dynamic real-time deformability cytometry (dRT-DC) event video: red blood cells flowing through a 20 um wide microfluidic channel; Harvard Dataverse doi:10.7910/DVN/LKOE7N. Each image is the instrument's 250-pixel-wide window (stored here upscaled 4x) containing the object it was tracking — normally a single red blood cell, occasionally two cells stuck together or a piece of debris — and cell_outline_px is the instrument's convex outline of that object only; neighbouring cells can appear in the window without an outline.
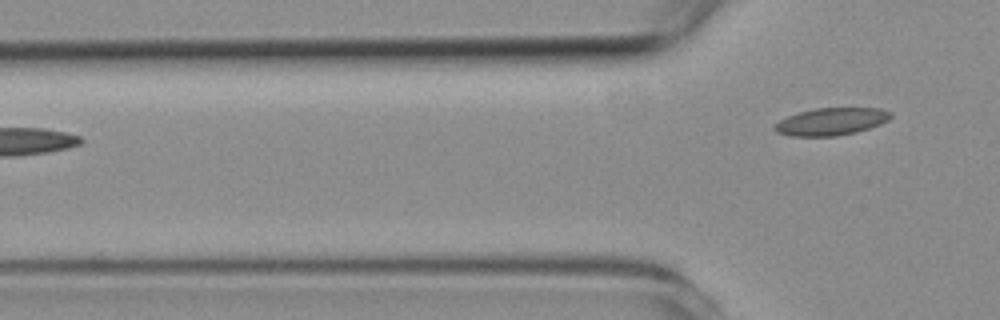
{"species": "common noctule bat (a hibernating species)", "species_latin": "Nyctalus noctula", "temperature_condition": "room temperature", "stored_images_in_passage": 3, "camera_frame_rate_fps": 3000, "um_per_image_px": 0.085, "animal": {"sex": "female", "body_mass_g": 19.3, "forearm_length_mm": 54.1}, "frame": {"image": 1, "passage_image": 3, "time_ms": 2.333, "image_size_px": [1000, 320], "cell_outline_px": [[892, 116], [888, 120], [880, 124], [856, 132], [836, 136], [788, 136], [776, 132], [772, 128], [780, 120], [788, 116], [800, 112], [816, 108], [880, 108], [892, 112]], "centroid_in_image_um": [70.65, 10.33], "position_along_channel_um": 55.1, "area_um2": 18.5}}